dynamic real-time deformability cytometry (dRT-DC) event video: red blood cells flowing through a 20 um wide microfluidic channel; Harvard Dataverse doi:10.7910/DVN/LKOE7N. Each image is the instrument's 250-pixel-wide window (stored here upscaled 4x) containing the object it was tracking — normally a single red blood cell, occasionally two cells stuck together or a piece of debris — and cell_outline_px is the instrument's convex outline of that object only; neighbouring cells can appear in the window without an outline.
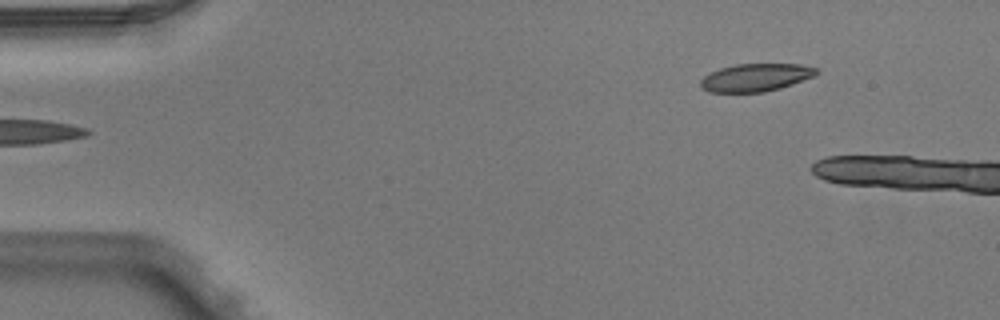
{"species": "Egyptian fruit bat (a non-hibernating species)", "species_latin": "Rousettus aegyptiacus", "temperature_condition": "warm", "stored_images_in_passage": 4, "segment_of_instrument_passage": [2, 2], "camera_frame_rate_fps": 3000, "um_per_image_px": 0.085, "animal": {"sex": "male"}, "frame": {"image": 1, "passage_image": 4, "time_ms": 1.0, "image_size_px": [1000, 320], "cell_outline_px": [[816, 76], [780, 88], [764, 92], [708, 92], [700, 88], [700, 80], [704, 76], [720, 68], [736, 64], [800, 64], [816, 68]], "centroid_in_image_um": [64.21, 6.59], "position_along_channel_um": 20.8, "area_um2": 18.73}}